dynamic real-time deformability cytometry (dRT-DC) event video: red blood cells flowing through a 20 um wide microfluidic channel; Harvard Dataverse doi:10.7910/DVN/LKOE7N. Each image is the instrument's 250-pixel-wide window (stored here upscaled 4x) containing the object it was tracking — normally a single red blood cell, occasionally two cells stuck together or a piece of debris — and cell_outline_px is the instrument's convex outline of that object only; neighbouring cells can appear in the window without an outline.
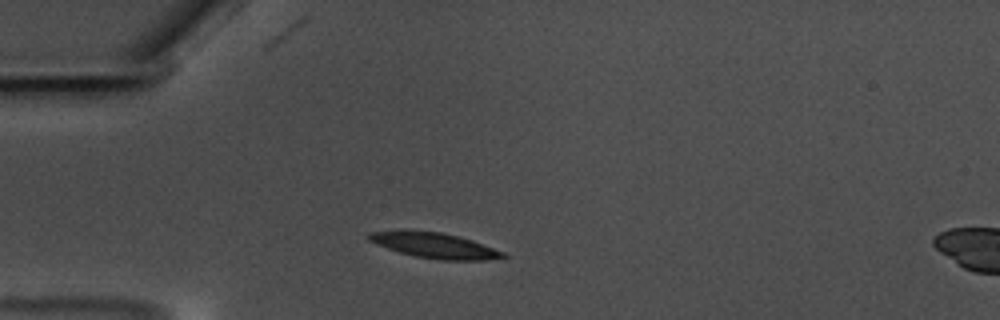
{"species": "common noctule bat (a hibernating species)", "species_latin": "Nyctalus noctula", "temperature_condition": "warm", "stored_images_in_passage": 44, "camera_frame_rate_fps": 3000, "um_per_image_px": 0.085, "animal": {"sex": "male", "body_mass_g": 17.5, "forearm_length_mm": 52.3}, "frame": {"image": 1, "passage_image": 1, "time_ms": 0.0, "image_size_px": [1000, 320], "cell_outline_px": [[508, 256], [488, 260], [440, 260], [416, 256], [400, 252], [376, 244], [368, 240], [364, 236], [368, 232], [400, 228], [440, 232], [472, 240], [504, 252]], "centroid_in_image_um": [36.83, 20.82], "position_along_channel_um": 48.2, "area_um2": 20.23}}
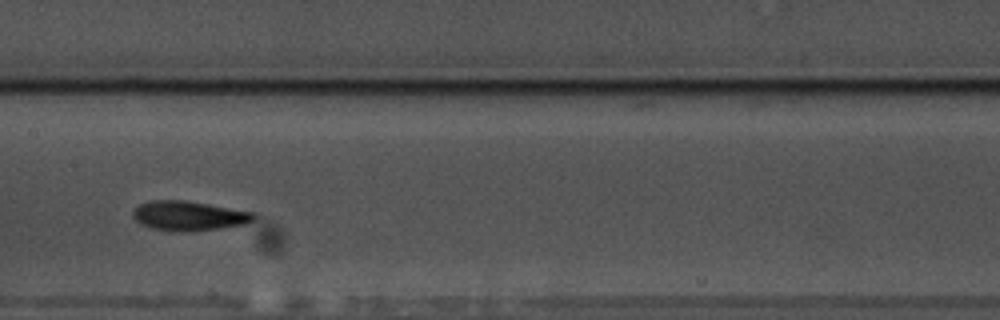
{"frame": {"image": 2, "passage_image": 15, "time_ms": 4.667, "image_size_px": [1000, 320], "cell_outline_px": [[256, 216], [252, 220], [244, 224], [220, 228], [192, 232], [168, 232], [152, 228], [140, 224], [132, 216], [132, 212], [140, 204], [148, 200], [184, 200], [208, 204], [252, 212]], "centroid_in_image_um": [15.99, 18.36], "position_along_channel_um": 191.4, "area_um2": 20.92}}
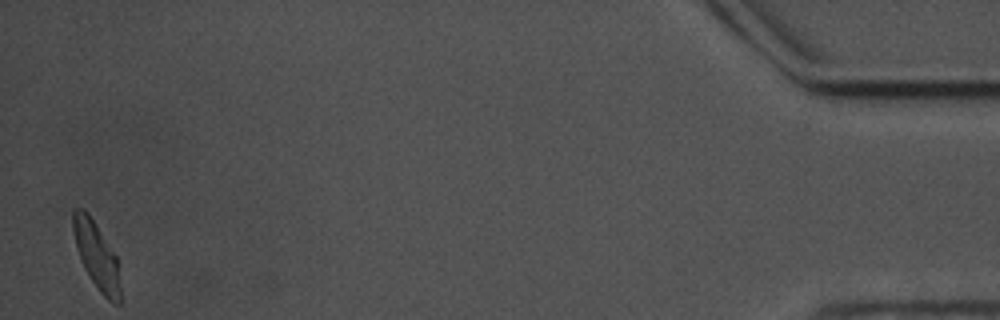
{"frame": {"image": 3, "passage_image": 43, "time_ms": 14.0, "image_size_px": [1000, 320], "cell_outline_px": [[120, 304], [112, 304], [100, 292], [88, 276], [80, 260], [76, 248], [72, 228], [72, 212], [76, 208], [80, 208], [88, 212], [116, 256], [120, 284]], "centroid_in_image_um": [8.18, 21.73], "position_along_channel_um": 427.0, "area_um2": 18.38}, "authors_computed_cell_mechanics": {"area_um2": 19.652, "velocity_mm_per_s": 3.4595, "shape_relaxation_time_tau1_ms": 3.3575, "shape_relaxation_time_tau2_ms": 2.5222, "deformation_change_tau1": 0.1373, "deformation_change_tau2": 0.0951}}